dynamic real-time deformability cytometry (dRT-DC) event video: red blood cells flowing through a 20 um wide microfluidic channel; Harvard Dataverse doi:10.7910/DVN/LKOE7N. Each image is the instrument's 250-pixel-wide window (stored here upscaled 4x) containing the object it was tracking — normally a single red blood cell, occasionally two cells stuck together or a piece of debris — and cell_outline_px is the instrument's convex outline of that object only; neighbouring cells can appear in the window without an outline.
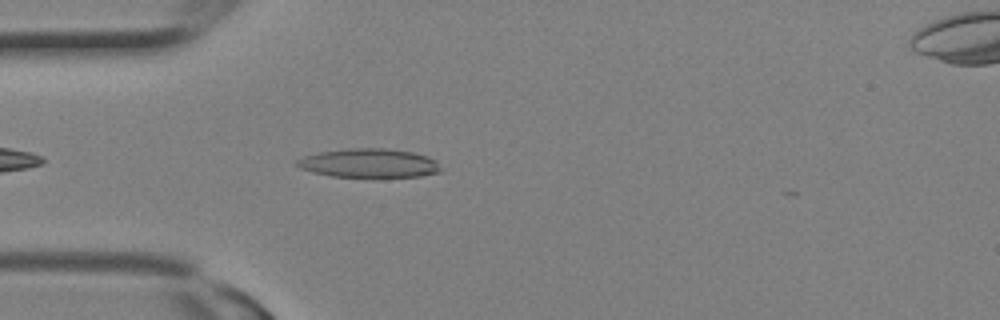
{"species": "Egyptian fruit bat (a non-hibernating species)", "species_latin": "Rousettus aegyptiacus", "temperature_condition": "room temperature", "stored_images_in_passage": 2, "camera_frame_rate_fps": 3000, "um_per_image_px": 0.085, "animal": {"sex": "female"}, "frame": {"image": 1, "passage_image": 2, "time_ms": 0.333, "image_size_px": [1000, 320], "cell_outline_px": [[440, 172], [420, 176], [332, 176], [312, 172], [300, 168], [296, 164], [296, 160], [304, 156], [320, 152], [348, 148], [388, 148], [412, 152], [428, 156], [436, 160], [440, 168]], "centroid_in_image_um": [31.37, 13.85], "position_along_channel_um": 53.6, "area_um2": 23.99}}